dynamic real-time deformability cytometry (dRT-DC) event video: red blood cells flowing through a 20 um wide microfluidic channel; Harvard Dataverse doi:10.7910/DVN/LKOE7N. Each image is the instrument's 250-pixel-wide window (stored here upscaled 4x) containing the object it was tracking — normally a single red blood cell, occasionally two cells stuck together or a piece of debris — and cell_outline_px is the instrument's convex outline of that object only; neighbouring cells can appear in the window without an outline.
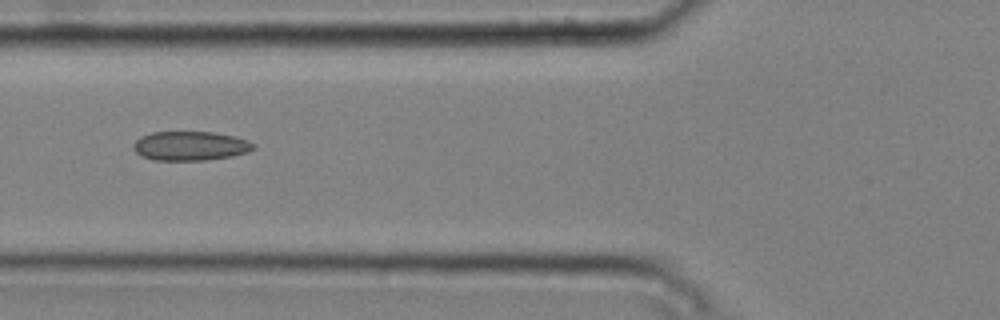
{"species": "common noctule bat (a hibernating species)", "species_latin": "Nyctalus noctula", "temperature_condition": "cold", "stored_images_in_passage": 6, "camera_frame_rate_fps": 3000, "um_per_image_px": 0.085, "animal": {"sex": "male", "body_mass_g": 20.4}, "frame": {"image": 1, "passage_image": 6, "time_ms": 1.667, "image_size_px": [1000, 320], "cell_outline_px": [[256, 148], [248, 152], [232, 156], [204, 160], [156, 160], [140, 156], [132, 148], [132, 144], [140, 136], [152, 132], [212, 132], [236, 136], [248, 140], [256, 144]], "centroid_in_image_um": [16.18, 12.4], "position_along_channel_um": 109.6, "area_um2": 20.63}}